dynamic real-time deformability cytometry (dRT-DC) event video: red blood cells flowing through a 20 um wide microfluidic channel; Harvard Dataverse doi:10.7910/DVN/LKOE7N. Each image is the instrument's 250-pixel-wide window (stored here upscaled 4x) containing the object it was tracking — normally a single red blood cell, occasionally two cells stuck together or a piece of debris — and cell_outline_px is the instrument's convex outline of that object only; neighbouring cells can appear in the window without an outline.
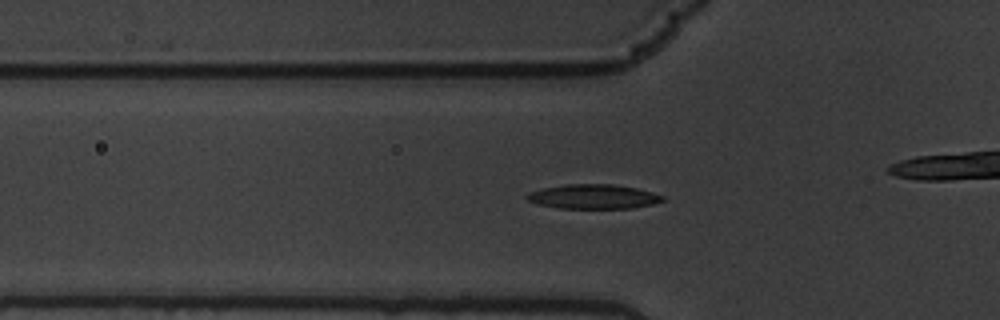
{"species": "common noctule bat (a hibernating species)", "species_latin": "Nyctalus noctula", "temperature_condition": "warm", "stored_images_in_passage": 61, "camera_frame_rate_fps": 3000, "um_per_image_px": 0.085, "animal": {"sex": "male", "body_mass_g": 19.5, "forearm_length_mm": 54.6}, "frame": {"image": 1, "passage_image": 21, "time_ms": 6.667, "image_size_px": [1000, 320], "cell_outline_px": [[668, 200], [652, 204], [632, 208], [560, 208], [536, 204], [528, 200], [524, 196], [528, 192], [544, 188], [564, 184], [612, 184], [636, 188], [652, 192], [664, 196]], "centroid_in_image_um": [50.44, 16.71], "position_along_channel_um": 75.4, "area_um2": 19.42}}
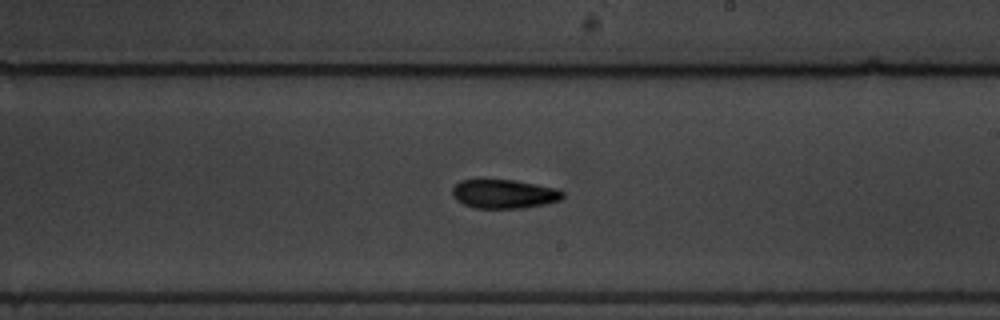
{"frame": {"image": 2, "passage_image": 36, "time_ms": 11.667, "image_size_px": [1000, 320], "cell_outline_px": [[564, 196], [560, 200], [544, 204], [520, 208], [476, 208], [464, 204], [456, 200], [452, 192], [452, 188], [460, 180], [516, 180], [556, 188], [564, 192]], "centroid_in_image_um": [42.85, 16.48], "position_along_channel_um": 246.2, "area_um2": 18.5}}
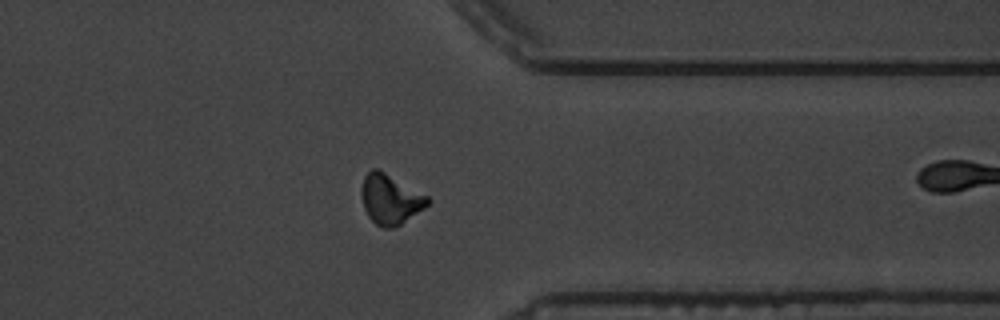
{"frame": {"image": 3, "passage_image": 48, "time_ms": 15.667, "image_size_px": [1000, 320], "cell_outline_px": [[432, 200], [424, 208], [400, 224], [392, 228], [384, 228], [376, 224], [368, 216], [364, 208], [360, 192], [360, 188], [364, 176], [372, 168], [376, 168], [384, 172], [428, 196]], "centroid_in_image_um": [33.15, 16.93], "position_along_channel_um": 378.3, "area_um2": 19.07}, "authors_computed_cell_mechanics": {"area_um2": 18.3804, "velocity_mm_per_s": 3.4095, "shape_relaxation_time_tau1_ms": 5.1093, "shape_relaxation_time_tau2_ms": 6.433, "deformation_change_tau1": 0.1656, "deformation_change_tau2": 0.1146}}